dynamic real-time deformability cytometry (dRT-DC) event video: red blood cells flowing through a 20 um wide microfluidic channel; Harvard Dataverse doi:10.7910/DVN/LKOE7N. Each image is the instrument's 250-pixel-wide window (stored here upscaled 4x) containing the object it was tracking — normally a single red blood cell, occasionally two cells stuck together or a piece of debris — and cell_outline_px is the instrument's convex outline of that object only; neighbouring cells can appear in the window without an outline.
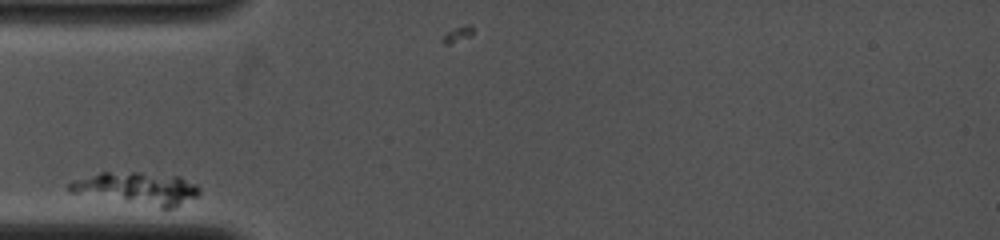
{"species": "common noctule bat (a hibernating species)", "species_latin": "Nyctalus noctula", "temperature_condition": "cold", "stored_images_in_passage": 18, "camera_frame_rate_fps": 4000, "um_per_image_px": 0.085, "animal": {"sex": "female", "body_mass_g": 19.0, "forearm_length_mm": 53.3}, "frame": {"image": 1, "passage_image": 1, "time_ms": 0.0, "image_size_px": [1000, 240], "cell_outline_px": [[200, 196], [176, 208], [164, 212], [68, 192], [68, 184], [72, 180], [100, 172], [140, 172], [180, 176], [196, 184], [200, 188]], "centroid_in_image_um": [11.7, 16.09], "position_along_channel_um": 73.3, "area_um2": 26.3}}
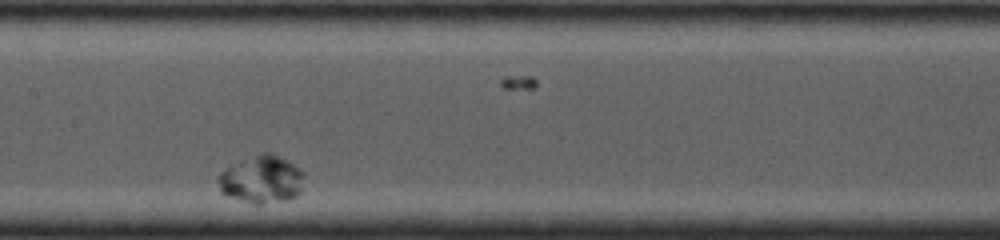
{"frame": {"image": 2, "passage_image": 7, "time_ms": 3.25, "image_size_px": [1000, 240], "cell_outline_px": [[304, 176], [300, 192], [296, 196], [288, 200], [260, 204], [256, 204], [228, 196], [220, 192], [216, 180], [220, 172], [228, 164], [264, 152], [268, 152], [288, 160], [304, 172]], "centroid_in_image_um": [22.2, 15.24], "position_along_channel_um": 185.2, "area_um2": 24.16}}
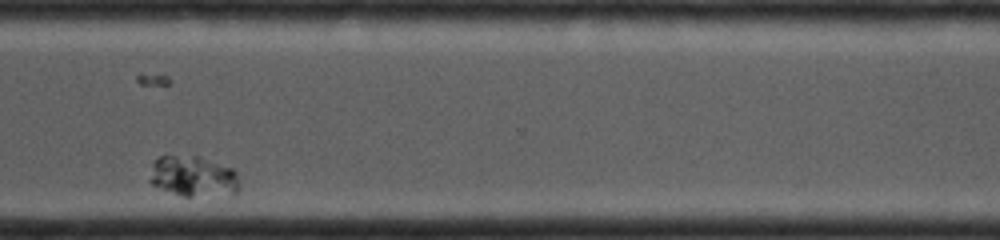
{"frame": {"image": 3, "passage_image": 16, "time_ms": 8.0, "image_size_px": [1000, 240], "cell_outline_px": [[240, 188], [232, 196], [180, 196], [152, 184], [148, 180], [152, 164], [160, 156], [200, 156], [232, 168], [236, 172], [240, 184]], "centroid_in_image_um": [16.47, 15.01], "position_along_channel_um": 354.1, "area_um2": 21.62}}